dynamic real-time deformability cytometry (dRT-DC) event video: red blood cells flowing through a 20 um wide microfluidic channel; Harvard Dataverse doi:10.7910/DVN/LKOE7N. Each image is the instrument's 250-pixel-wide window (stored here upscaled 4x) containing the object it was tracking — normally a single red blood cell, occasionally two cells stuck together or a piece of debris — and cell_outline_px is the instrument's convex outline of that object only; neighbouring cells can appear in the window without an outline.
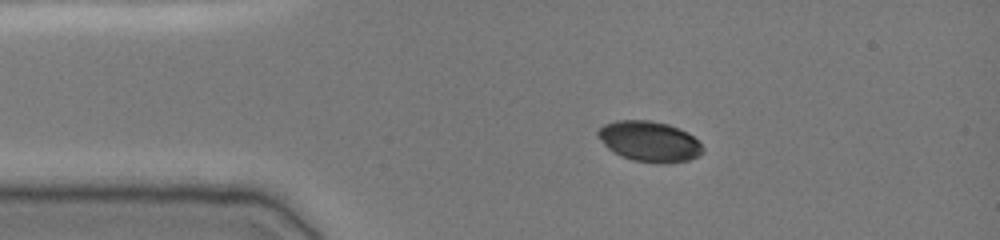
{"species": "common noctule bat (a hibernating species)", "species_latin": "Nyctalus noctula", "temperature_condition": "cold", "stored_images_in_passage": 42, "camera_frame_rate_fps": 3000, "um_per_image_px": 0.085, "animal": {"sex": "female", "body_mass_g": 19.0, "forearm_length_mm": 51.5}, "frame": {"image": 1, "passage_image": 1, "time_ms": 0.0, "image_size_px": [1000, 240], "cell_outline_px": [[704, 152], [688, 160], [660, 164], [632, 160], [608, 148], [596, 136], [596, 132], [604, 124], [616, 120], [652, 120], [668, 124], [680, 128], [688, 132], [704, 148]], "centroid_in_image_um": [55.19, 12.0], "position_along_channel_um": 29.8, "area_um2": 24.68}}
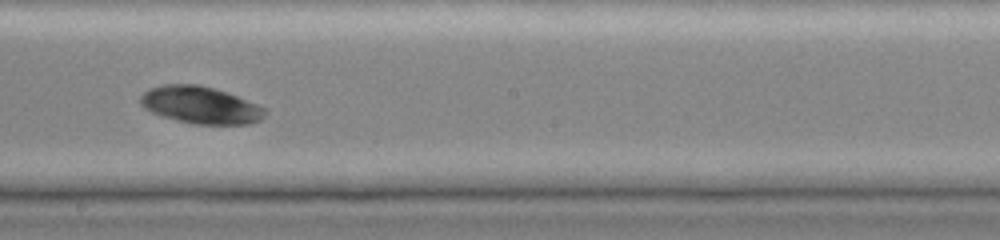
{"frame": {"image": 2, "passage_image": 20, "time_ms": 6.333, "image_size_px": [1000, 240], "cell_outline_px": [[268, 112], [260, 120], [248, 124], [192, 124], [164, 116], [152, 112], [144, 108], [140, 104], [140, 96], [148, 88], [164, 84], [200, 84], [228, 92], [268, 108]], "centroid_in_image_um": [17.07, 8.92], "position_along_channel_um": 231.1, "area_um2": 27.22}}
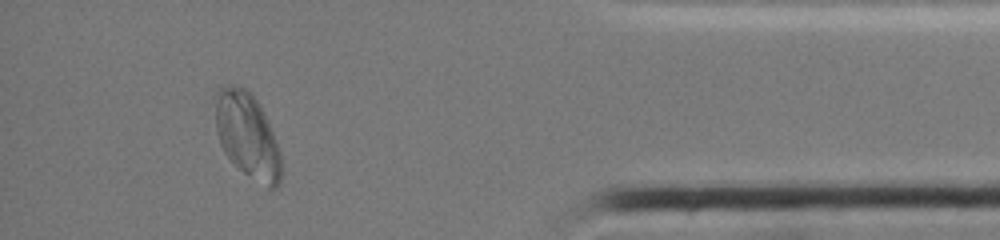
{"frame": {"image": 3, "passage_image": 37, "time_ms": 12.0, "image_size_px": [1000, 240], "cell_outline_px": [[280, 184], [276, 188], [268, 188], [244, 172], [224, 152], [220, 144], [216, 132], [212, 96], [216, 88], [228, 84], [236, 84], [244, 88], [256, 100], [276, 140], [280, 152]], "centroid_in_image_um": [20.95, 11.44], "position_along_channel_um": 414.3, "area_um2": 32.77}}